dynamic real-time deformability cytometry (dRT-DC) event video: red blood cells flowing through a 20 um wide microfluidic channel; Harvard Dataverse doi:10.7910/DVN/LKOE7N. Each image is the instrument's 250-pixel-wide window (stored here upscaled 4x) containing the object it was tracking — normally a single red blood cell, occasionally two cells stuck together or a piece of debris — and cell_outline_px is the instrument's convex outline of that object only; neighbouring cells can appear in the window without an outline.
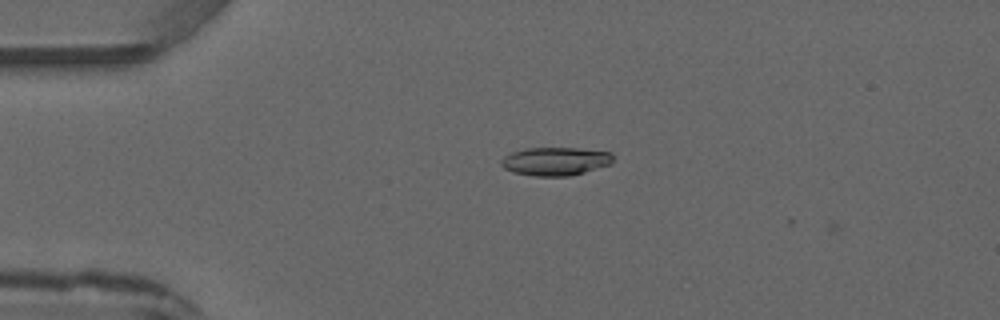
{"species": "common noctule bat (a hibernating species)", "species_latin": "Nyctalus noctula", "temperature_condition": "warm", "stored_images_in_passage": 2, "camera_frame_rate_fps": 3000, "um_per_image_px": 0.085, "animal": {"sex": "male", "forearm_length_mm": 52.5}, "frame": {"image": 1, "passage_image": 1, "time_ms": 0.0, "image_size_px": [1000, 320], "cell_outline_px": [[612, 160], [608, 164], [584, 172], [568, 176], [532, 176], [512, 172], [504, 168], [500, 164], [500, 160], [504, 156], [512, 152], [528, 148], [576, 148], [612, 152]], "centroid_in_image_um": [47.15, 13.71], "position_along_channel_um": 37.8, "area_um2": 18.32}}